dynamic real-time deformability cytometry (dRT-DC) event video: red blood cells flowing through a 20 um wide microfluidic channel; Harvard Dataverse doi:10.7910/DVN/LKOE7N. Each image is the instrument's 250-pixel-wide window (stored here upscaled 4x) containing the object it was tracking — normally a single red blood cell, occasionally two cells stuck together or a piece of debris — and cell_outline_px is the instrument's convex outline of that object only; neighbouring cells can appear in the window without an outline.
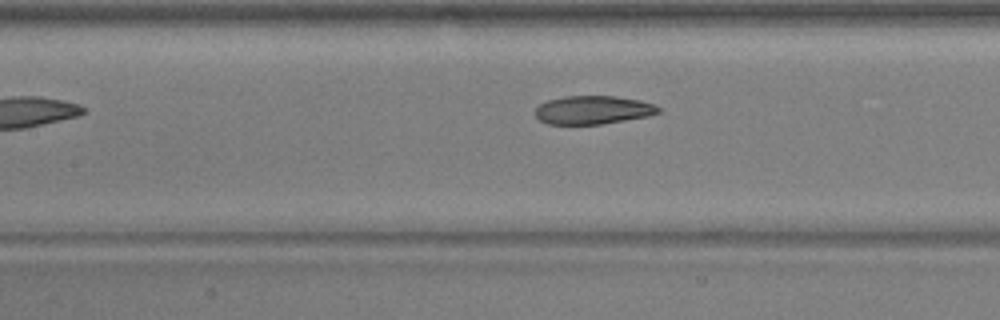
{"species": "common noctule bat (a hibernating species)", "species_latin": "Nyctalus noctula", "temperature_condition": "warm", "stored_images_in_passage": 7, "camera_frame_rate_fps": 3000, "um_per_image_px": 0.085, "animal": {"sex": "male", "body_mass_g": 17.9, "forearm_length_mm": 54.2}, "frame": {"image": 1, "passage_image": 5, "time_ms": 1.333, "image_size_px": [1000, 320], "cell_outline_px": [[660, 112], [648, 116], [600, 124], [548, 124], [540, 120], [536, 116], [536, 108], [540, 104], [548, 100], [564, 96], [616, 96], [640, 100], [652, 104], [660, 108]], "centroid_in_image_um": [50.4, 9.34], "position_along_channel_um": 157.0, "area_um2": 20.23}}